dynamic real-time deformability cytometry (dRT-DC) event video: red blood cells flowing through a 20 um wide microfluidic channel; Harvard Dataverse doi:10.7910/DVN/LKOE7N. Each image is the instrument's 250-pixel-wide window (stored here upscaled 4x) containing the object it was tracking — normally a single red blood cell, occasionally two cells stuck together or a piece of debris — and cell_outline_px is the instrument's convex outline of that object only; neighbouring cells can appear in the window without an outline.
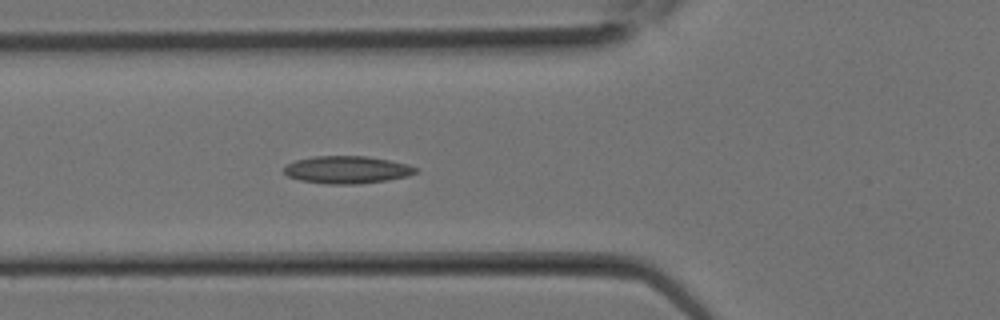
{"species": "Egyptian fruit bat (a non-hibernating species)", "species_latin": "Rousettus aegyptiacus", "temperature_condition": "room temperature", "stored_images_in_passage": 10, "camera_frame_rate_fps": 3000, "um_per_image_px": 0.085, "animal": {"sex": "female"}, "frame": {"image": 1, "passage_image": 10, "time_ms": 3.0, "image_size_px": [1000, 320], "cell_outline_px": [[420, 168], [416, 172], [408, 176], [388, 180], [356, 184], [328, 184], [300, 180], [288, 176], [284, 172], [284, 168], [288, 164], [296, 160], [312, 156], [368, 156], [408, 164]], "centroid_in_image_um": [29.52, 14.42], "position_along_channel_um": 96.3, "area_um2": 21.1}}